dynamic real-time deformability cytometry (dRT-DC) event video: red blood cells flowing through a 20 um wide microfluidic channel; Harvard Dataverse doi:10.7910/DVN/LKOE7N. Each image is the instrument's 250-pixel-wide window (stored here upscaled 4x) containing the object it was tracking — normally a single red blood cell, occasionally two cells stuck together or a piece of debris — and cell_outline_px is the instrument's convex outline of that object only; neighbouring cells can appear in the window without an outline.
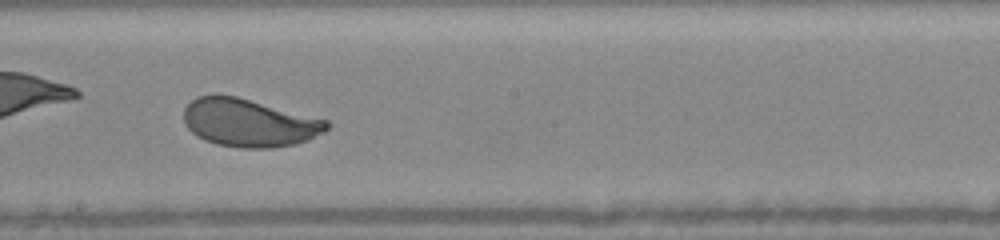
{"species": "human", "species_latin": "Homo sapiens", "temperature_condition": "warm", "stored_images_in_passage": 35, "camera_frame_rate_fps": 3000, "um_per_image_px": 0.085, "donor": {"sex": "female"}, "frame": {"image": 1, "passage_image": 20, "time_ms": 7.667, "image_size_px": [1000, 240], "cell_outline_px": [[332, 124], [324, 132], [308, 140], [296, 144], [272, 148], [240, 148], [216, 144], [204, 140], [196, 136], [184, 124], [184, 108], [196, 96], [236, 96], [328, 120]], "centroid_in_image_um": [21.18, 10.46], "position_along_channel_um": 227.0, "area_um2": 39.94}, "authors_computed_cell_mechanics": {"area_um2": 39.9398, "velocity_mm_per_s": 4.073, "shape_relaxation_time_tau1_ms": 2.722, "shape_relaxation_time_tau2_ms": null, "deformation_change_tau1": 0.1422, "deformation_change_tau2": null}}